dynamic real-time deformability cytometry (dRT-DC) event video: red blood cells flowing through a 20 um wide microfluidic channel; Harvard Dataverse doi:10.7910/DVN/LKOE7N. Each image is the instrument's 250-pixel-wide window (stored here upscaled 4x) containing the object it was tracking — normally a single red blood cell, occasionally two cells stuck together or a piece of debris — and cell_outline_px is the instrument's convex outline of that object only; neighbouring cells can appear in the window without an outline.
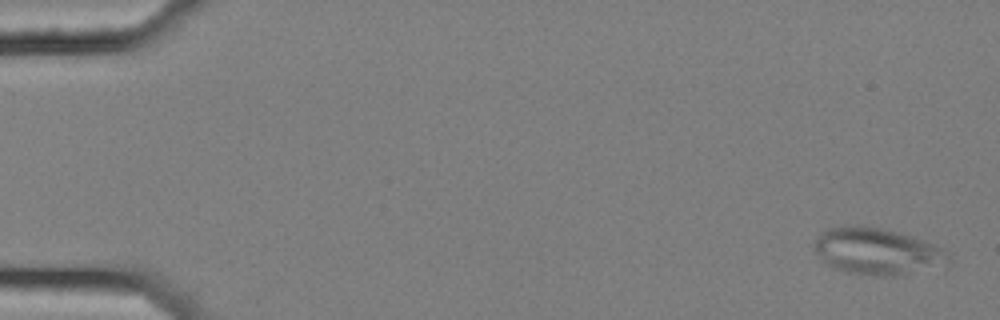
{"species": "common noctule bat (a hibernating species)", "species_latin": "Nyctalus noctula", "temperature_condition": "cold", "stored_images_in_passage": 49, "segment_of_instrument_passage": [1, 2], "camera_frame_rate_fps": 3000, "um_per_image_px": 0.085, "animal": {"sex": "female", "body_mass_g": 25.1}, "frame": {"image": 1, "passage_image": 2, "time_ms": 0.333, "image_size_px": [1000, 320], "cell_outline_px": [[952, 260], [892, 276], [872, 276], [844, 272], [832, 268], [812, 248], [812, 244], [816, 236], [820, 232], [828, 228], [856, 224], [864, 224], [896, 232], [944, 248], [952, 256]], "centroid_in_image_um": [74.42, 21.33], "position_along_channel_um": 10.6, "area_um2": 36.01}}